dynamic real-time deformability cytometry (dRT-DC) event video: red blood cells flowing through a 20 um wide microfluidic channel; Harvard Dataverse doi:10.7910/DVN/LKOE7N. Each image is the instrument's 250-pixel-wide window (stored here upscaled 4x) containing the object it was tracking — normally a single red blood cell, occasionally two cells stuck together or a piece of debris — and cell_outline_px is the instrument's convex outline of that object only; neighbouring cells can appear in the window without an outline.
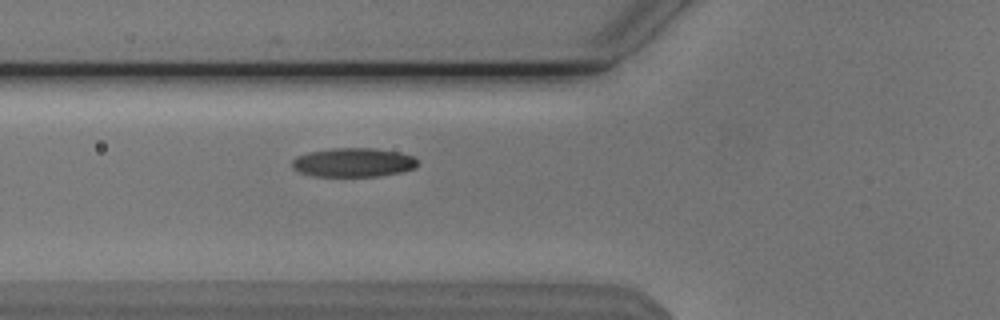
{"species": "Egyptian fruit bat (a non-hibernating species)", "species_latin": "Rousettus aegyptiacus", "temperature_condition": "cold", "stored_images_in_passage": 35, "camera_frame_rate_fps": 3000, "um_per_image_px": 0.085, "animal": {"sex": "male"}, "frame": {"image": 1, "passage_image": 4, "time_ms": 1.0, "image_size_px": [1000, 320], "cell_outline_px": [[416, 168], [400, 172], [380, 176], [312, 176], [300, 172], [292, 168], [292, 160], [296, 156], [308, 152], [332, 148], [376, 148], [396, 152], [412, 156], [416, 160]], "centroid_in_image_um": [29.99, 13.81], "position_along_channel_um": 95.8, "area_um2": 21.15}}
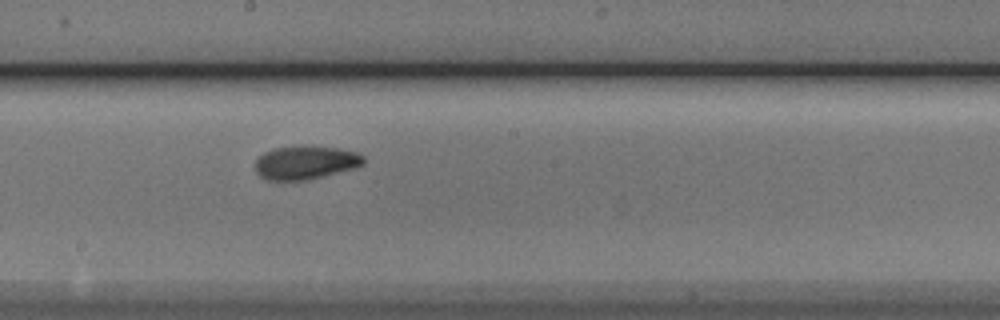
{"frame": {"image": 2, "passage_image": 14, "time_ms": 4.333, "image_size_px": [1000, 320], "cell_outline_px": [[364, 164], [356, 168], [304, 180], [264, 180], [256, 172], [256, 160], [264, 152], [276, 148], [304, 144], [340, 148], [356, 152], [364, 156]], "centroid_in_image_um": [25.98, 13.79], "position_along_channel_um": 222.2, "area_um2": 21.39}}
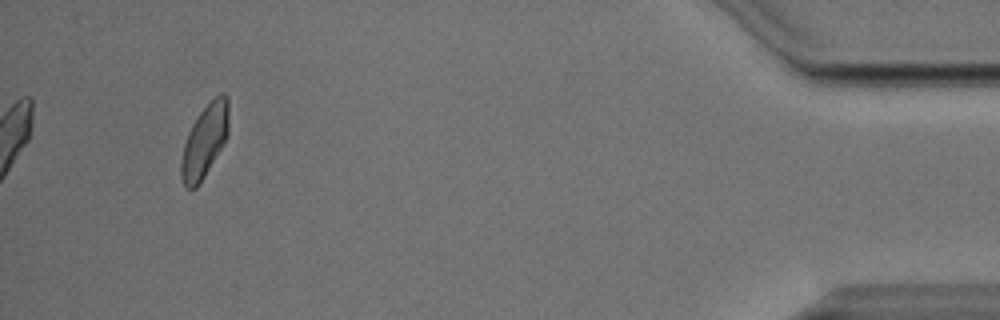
{"frame": {"image": 3, "passage_image": 35, "time_ms": 11.333, "image_size_px": [1000, 320], "cell_outline_px": [[228, 132], [224, 144], [200, 184], [196, 188], [188, 188], [184, 184], [180, 176], [180, 160], [184, 144], [188, 132], [192, 124], [200, 112], [220, 92], [224, 92], [228, 96]], "centroid_in_image_um": [17.39, 12.0], "position_along_channel_um": 417.8, "area_um2": 20.23}, "authors_computed_cell_mechanics": {"area_um2": 20.4034, "velocity_mm_per_s": 3.79, "shape_relaxation_time_tau1_ms": 3.584, "shape_relaxation_time_tau2_ms": 2.2091, "deformation_change_tau1": 0.1176, "deformation_change_tau2": 0.0666}}